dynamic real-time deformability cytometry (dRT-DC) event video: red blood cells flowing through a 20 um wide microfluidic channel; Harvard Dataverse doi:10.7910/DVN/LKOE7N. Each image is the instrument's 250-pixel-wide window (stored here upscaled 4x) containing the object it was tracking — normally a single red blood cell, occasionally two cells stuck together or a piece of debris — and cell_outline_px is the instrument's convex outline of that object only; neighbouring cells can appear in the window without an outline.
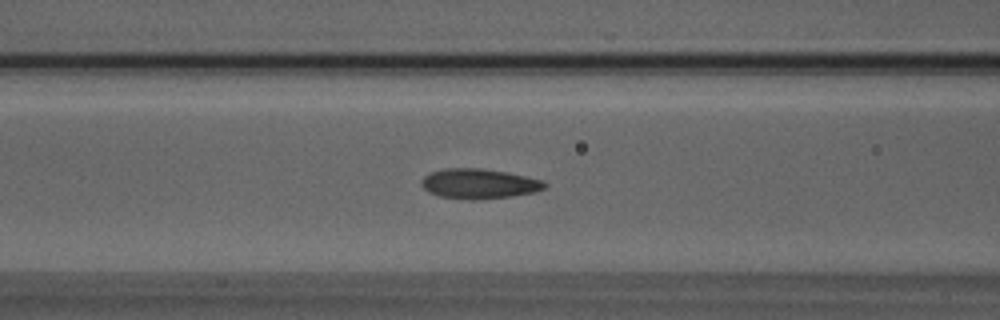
{"species": "Egyptian fruit bat (a non-hibernating species)", "species_latin": "Rousettus aegyptiacus", "temperature_condition": "room temperature", "stored_images_in_passage": 42, "camera_frame_rate_fps": 3000, "um_per_image_px": 0.085, "animal": {"sex": "male"}, "frame": {"image": 1, "passage_image": 14, "time_ms": 4.333, "image_size_px": [1000, 320], "cell_outline_px": [[548, 184], [544, 188], [536, 192], [512, 196], [480, 200], [468, 200], [440, 196], [428, 192], [420, 184], [424, 176], [432, 172], [444, 168], [480, 168], [504, 172], [544, 180]], "centroid_in_image_um": [40.72, 15.63], "position_along_channel_um": 125.9, "area_um2": 21.56}}
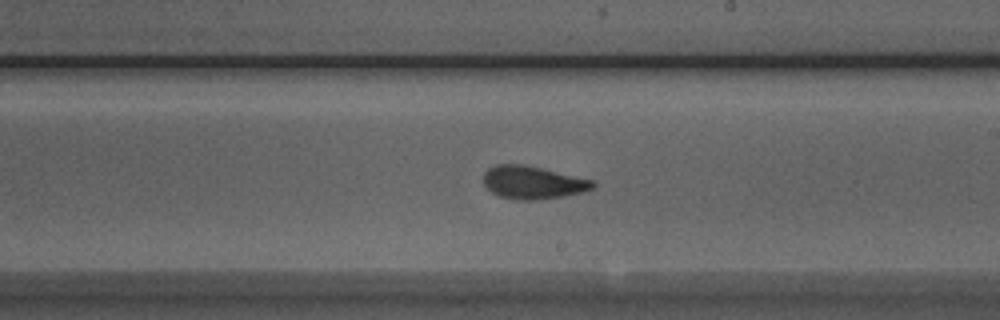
{"frame": {"image": 2, "passage_image": 23, "time_ms": 7.333, "image_size_px": [1000, 320], "cell_outline_px": [[596, 188], [564, 196], [536, 200], [516, 200], [500, 196], [492, 192], [484, 184], [484, 172], [488, 168], [496, 164], [520, 164], [540, 168], [592, 180], [596, 184]], "centroid_in_image_um": [45.27, 15.52], "position_along_channel_um": 243.7, "area_um2": 20.75}}
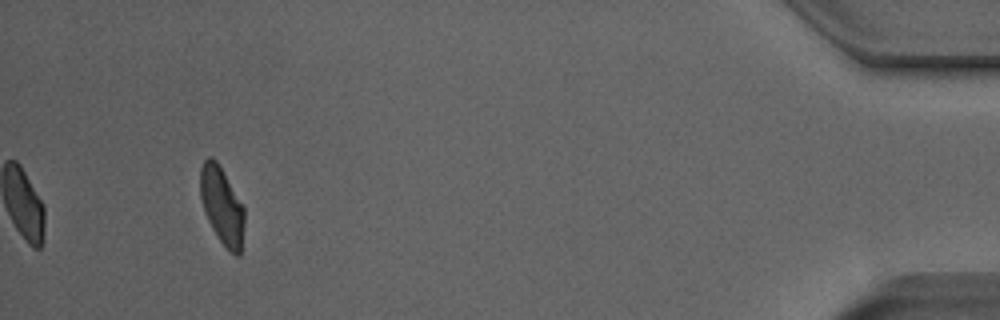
{"frame": {"image": 3, "passage_image": 42, "time_ms": 13.667, "image_size_px": [1000, 320], "cell_outline_px": [[244, 224], [240, 256], [236, 256], [220, 240], [212, 228], [204, 212], [200, 196], [200, 168], [204, 160], [208, 156], [212, 156], [216, 160], [244, 208]], "centroid_in_image_um": [18.84, 17.47], "position_along_channel_um": 416.4, "area_um2": 19.54}, "authors_computed_cell_mechanics": {"area_um2": 20.7502, "velocity_mm_per_s": 3.937, "shape_relaxation_time_tau1_ms": 6.1625, "shape_relaxation_time_tau2_ms": 1.6469, "deformation_change_tau1": 0.1774, "deformation_change_tau2": 0.079}}